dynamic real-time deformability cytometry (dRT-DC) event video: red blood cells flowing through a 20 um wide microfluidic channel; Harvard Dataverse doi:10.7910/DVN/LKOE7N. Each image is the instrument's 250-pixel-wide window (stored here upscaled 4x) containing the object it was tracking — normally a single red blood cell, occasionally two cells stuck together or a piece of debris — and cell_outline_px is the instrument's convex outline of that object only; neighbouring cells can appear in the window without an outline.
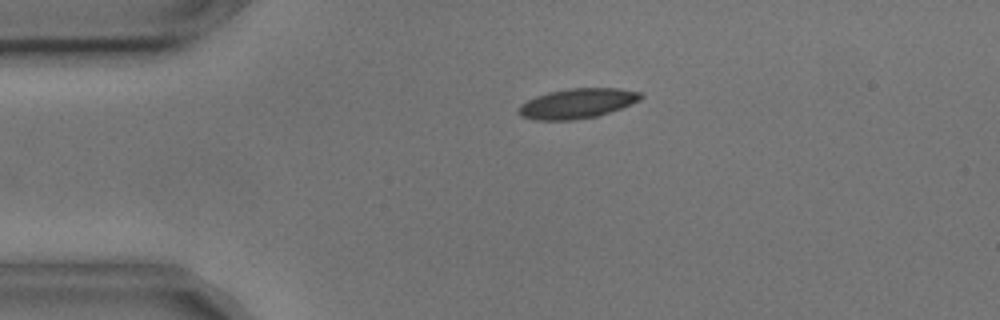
{"species": "common noctule bat (a hibernating species)", "species_latin": "Nyctalus noctula", "temperature_condition": "cold", "stored_images_in_passage": 2, "camera_frame_rate_fps": 3000, "um_per_image_px": 0.085, "animal": {"sex": "male", "body_mass_g": 17.9, "forearm_length_mm": 54.2}, "frame": {"image": 1, "passage_image": 1, "time_ms": 0.0, "image_size_px": [1000, 320], "cell_outline_px": [[644, 96], [640, 100], [632, 104], [596, 116], [572, 120], [536, 120], [520, 116], [516, 112], [520, 104], [536, 96], [548, 92], [568, 88], [620, 88], [640, 92]], "centroid_in_image_um": [49.04, 8.79], "position_along_channel_um": 36.0, "area_um2": 21.33}}